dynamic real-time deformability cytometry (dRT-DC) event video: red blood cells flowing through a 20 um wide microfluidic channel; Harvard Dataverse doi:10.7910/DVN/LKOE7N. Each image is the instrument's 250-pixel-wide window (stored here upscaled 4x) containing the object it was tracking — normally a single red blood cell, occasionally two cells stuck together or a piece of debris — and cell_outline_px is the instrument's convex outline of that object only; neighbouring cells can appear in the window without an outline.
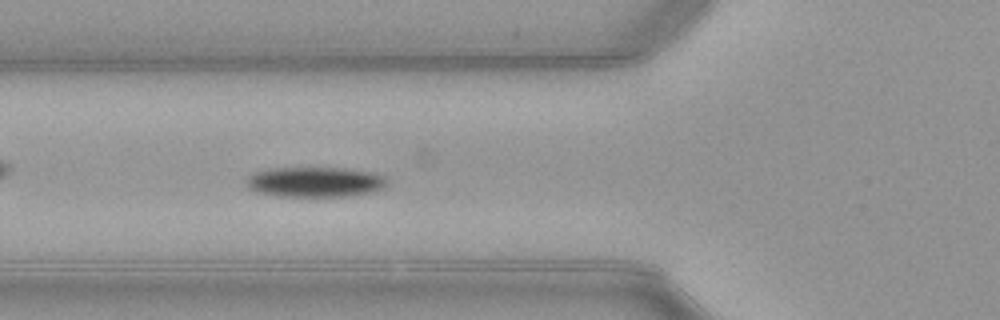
{"species": "common noctule bat (a hibernating species)", "species_latin": "Nyctalus noctula", "temperature_condition": "warm", "stored_images_in_passage": 43, "camera_frame_rate_fps": 3000, "um_per_image_px": 0.085, "animal": {"sex": "female", "body_mass_g": 21.9}, "frame": {"image": 1, "passage_image": 10, "time_ms": 3.0, "image_size_px": [1000, 320], "cell_outline_px": [[388, 184], [384, 188], [372, 192], [356, 196], [276, 196], [256, 192], [248, 188], [248, 176], [256, 172], [272, 168], [344, 168], [376, 172], [384, 176], [388, 180]], "centroid_in_image_um": [26.86, 15.47], "position_along_channel_um": 98.9, "area_um2": 24.97}}
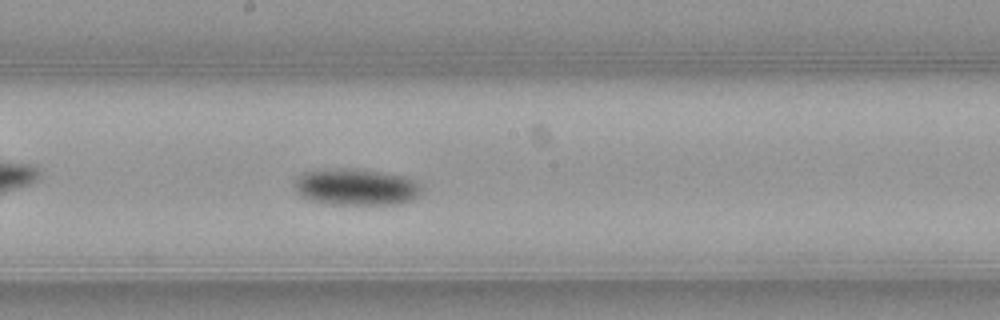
{"frame": {"image": 2, "passage_image": 19, "time_ms": 6.0, "image_size_px": [1000, 320], "cell_outline_px": [[420, 196], [412, 200], [400, 204], [324, 204], [308, 200], [300, 196], [296, 192], [292, 184], [292, 180], [300, 172], [340, 168], [360, 168], [404, 176], [416, 180], [420, 184]], "centroid_in_image_um": [30.2, 15.89], "position_along_channel_um": 218.0, "area_um2": 27.86}}
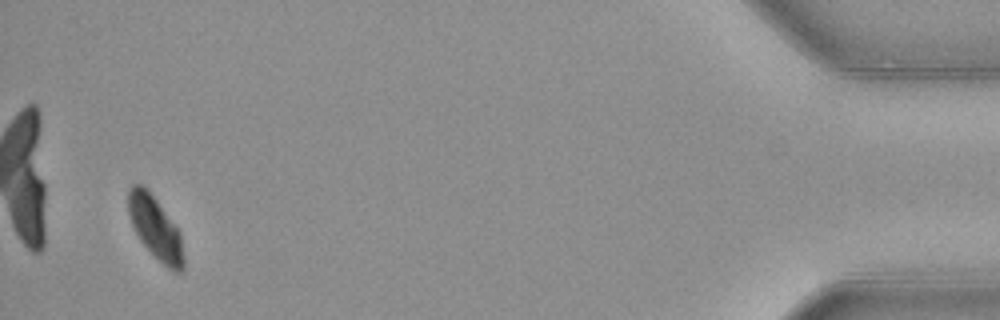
{"frame": {"image": 3, "passage_image": 41, "time_ms": 13.333, "image_size_px": [1000, 320], "cell_outline_px": [[184, 268], [180, 272], [176, 272], [168, 268], [140, 240], [132, 224], [128, 212], [128, 188], [132, 184], [140, 184], [156, 200], [180, 232], [184, 256]], "centroid_in_image_um": [13.21, 19.38], "position_along_channel_um": 422.0, "area_um2": 19.65}, "authors_computed_cell_mechanics": {"area_um2": 24.6228, "velocity_mm_per_s": 3.9505, "shape_relaxation_time_tau1_ms": 1.9721, "shape_relaxation_time_tau2_ms": null, "deformation_change_tau1": 0.1108, "deformation_change_tau2": null}}